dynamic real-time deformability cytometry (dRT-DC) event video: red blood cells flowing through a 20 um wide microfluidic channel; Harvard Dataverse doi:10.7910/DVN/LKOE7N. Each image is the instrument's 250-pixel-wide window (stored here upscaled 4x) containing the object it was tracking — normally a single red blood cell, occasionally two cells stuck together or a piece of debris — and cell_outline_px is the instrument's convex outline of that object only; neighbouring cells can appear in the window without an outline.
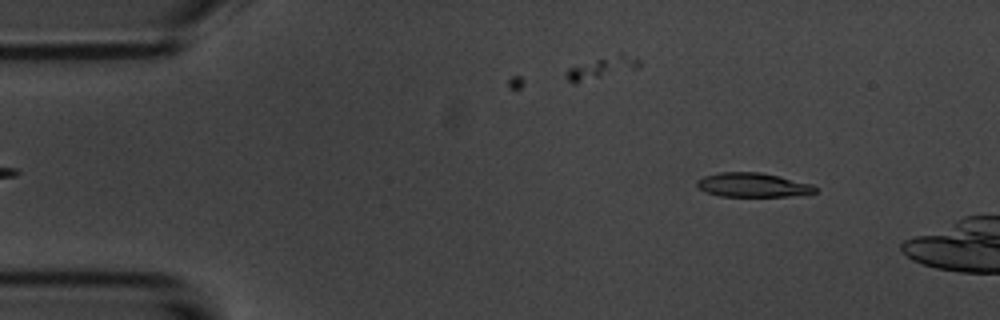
{"species": "common noctule bat (a hibernating species)", "species_latin": "Nyctalus noctula", "temperature_condition": "room temperature", "stored_images_in_passage": 3, "camera_frame_rate_fps": 3000, "um_per_image_px": 0.085, "animal": {"sex": "male", "body_mass_g": 20.1, "forearm_length_mm": 53.5}, "frame": {"image": 1, "passage_image": 1, "time_ms": 0.0, "image_size_px": [1000, 320], "cell_outline_px": [[816, 192], [804, 196], [720, 196], [704, 192], [696, 184], [696, 180], [704, 176], [720, 172], [760, 172], [780, 176], [812, 184], [816, 188]], "centroid_in_image_um": [64.01, 15.73], "position_along_channel_um": 21.0, "area_um2": 16.82}}